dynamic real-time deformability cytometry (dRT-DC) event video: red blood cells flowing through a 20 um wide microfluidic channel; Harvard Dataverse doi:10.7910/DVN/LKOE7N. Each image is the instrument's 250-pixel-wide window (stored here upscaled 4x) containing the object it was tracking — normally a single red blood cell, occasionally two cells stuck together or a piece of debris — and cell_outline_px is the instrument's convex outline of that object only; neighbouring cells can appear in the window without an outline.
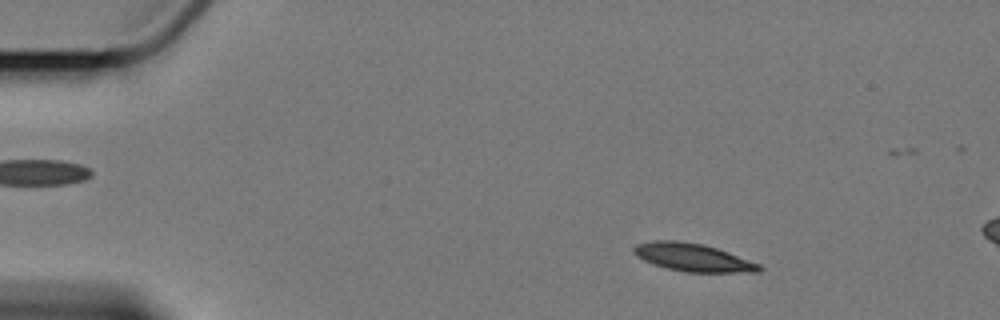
{"species": "Egyptian fruit bat (a non-hibernating species)", "species_latin": "Rousettus aegyptiacus", "temperature_condition": "cold", "stored_images_in_passage": 6, "camera_frame_rate_fps": 3000, "um_per_image_px": 0.085, "animal": {"sex": "female"}, "frame": {"image": 1, "passage_image": 2, "time_ms": 1.0, "image_size_px": [1000, 320], "cell_outline_px": [[764, 268], [760, 272], [684, 272], [668, 268], [644, 260], [636, 256], [632, 252], [632, 248], [636, 244], [656, 240], [676, 240], [704, 244], [716, 248], [760, 264]], "centroid_in_image_um": [58.89, 21.87], "position_along_channel_um": 26.1, "area_um2": 20.29}}